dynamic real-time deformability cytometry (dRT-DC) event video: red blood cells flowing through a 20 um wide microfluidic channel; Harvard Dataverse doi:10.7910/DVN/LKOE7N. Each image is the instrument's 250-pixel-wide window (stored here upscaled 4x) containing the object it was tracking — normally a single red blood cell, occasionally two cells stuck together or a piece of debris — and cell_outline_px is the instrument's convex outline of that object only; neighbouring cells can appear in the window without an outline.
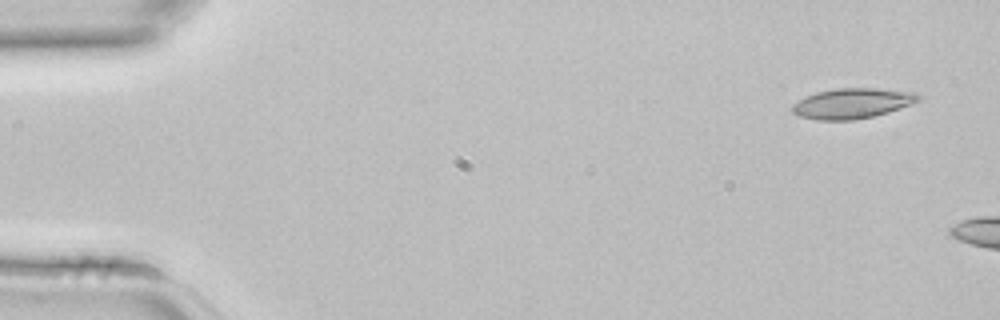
{"species": "common noctule bat (a hibernating species)", "species_latin": "Nyctalus noctula", "temperature_condition": "room temperature", "stored_images_in_passage": 5, "segment_of_instrument_passage": [2, 2], "camera_frame_rate_fps": 3000, "um_per_image_px": 0.085, "animal": {"sex": "female", "body_mass_g": 22.7, "forearm_length_mm": 54.2}, "frame": {"image": 1, "passage_image": 5, "time_ms": 1.333, "image_size_px": [1000, 320], "cell_outline_px": [[920, 100], [912, 104], [888, 112], [872, 116], [852, 120], [816, 120], [800, 116], [792, 112], [792, 104], [816, 92], [836, 88], [876, 88], [912, 92], [920, 96]], "centroid_in_image_um": [72.44, 8.78], "position_along_channel_um": 12.6, "area_um2": 22.02}}